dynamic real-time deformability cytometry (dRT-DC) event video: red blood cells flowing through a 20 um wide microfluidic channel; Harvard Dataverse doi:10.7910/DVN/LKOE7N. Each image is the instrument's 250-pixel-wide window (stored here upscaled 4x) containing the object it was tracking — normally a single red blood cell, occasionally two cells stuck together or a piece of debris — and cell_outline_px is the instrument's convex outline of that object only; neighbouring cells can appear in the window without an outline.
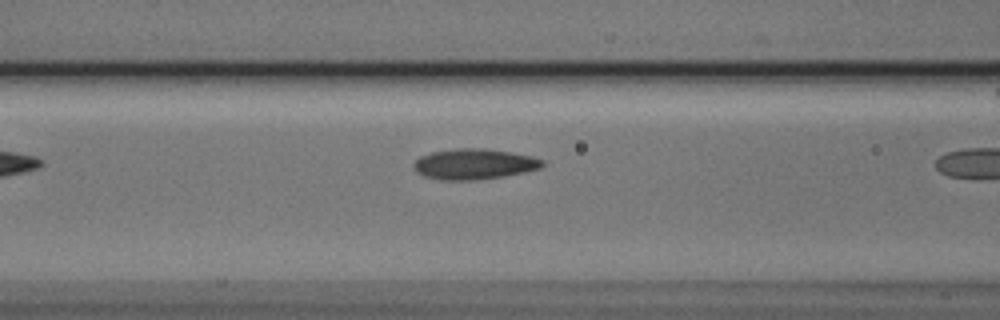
{"species": "Egyptian fruit bat (a non-hibernating species)", "species_latin": "Rousettus aegyptiacus", "temperature_condition": "cold", "stored_images_in_passage": 8, "camera_frame_rate_fps": 3000, "um_per_image_px": 0.085, "animal": {"sex": "male"}, "frame": {"image": 1, "passage_image": 7, "time_ms": 2.0, "image_size_px": [1000, 320], "cell_outline_px": [[544, 164], [540, 168], [524, 172], [504, 176], [476, 180], [440, 180], [424, 176], [416, 172], [412, 164], [420, 156], [432, 152], [460, 148], [484, 148], [512, 152], [532, 156], [544, 160]], "centroid_in_image_um": [40.3, 13.95], "position_along_channel_um": 126.3, "area_um2": 23.0}}